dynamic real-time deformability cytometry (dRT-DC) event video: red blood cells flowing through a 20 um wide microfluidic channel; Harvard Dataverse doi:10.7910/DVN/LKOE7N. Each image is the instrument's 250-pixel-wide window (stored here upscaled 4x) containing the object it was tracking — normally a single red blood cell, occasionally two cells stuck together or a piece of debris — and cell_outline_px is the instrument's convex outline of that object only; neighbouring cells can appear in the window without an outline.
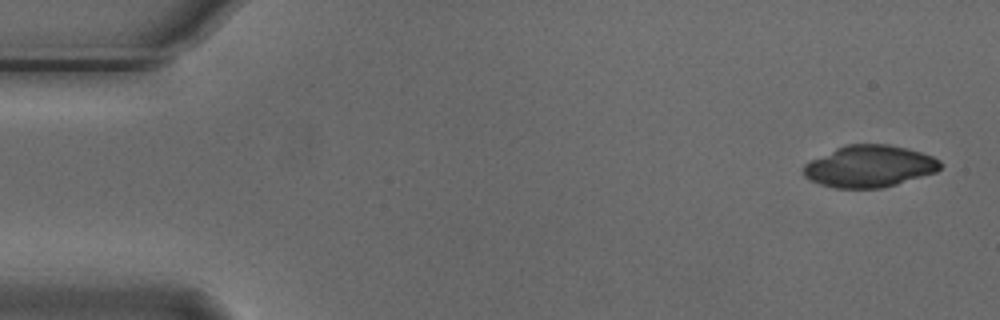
{"species": "Egyptian fruit bat (a non-hibernating species)", "species_latin": "Rousettus aegyptiacus", "temperature_condition": "cold", "stored_images_in_passage": 7, "camera_frame_rate_fps": 3000, "um_per_image_px": 0.085, "animal": {"sex": "male"}, "frame": {"image": 1, "passage_image": 1, "time_ms": 0.0, "image_size_px": [1000, 320], "cell_outline_px": [[944, 164], [936, 172], [884, 188], [836, 188], [820, 184], [804, 176], [804, 164], [808, 160], [836, 148], [848, 144], [888, 144], [908, 148], [932, 156], [940, 160]], "centroid_in_image_um": [73.91, 14.13], "position_along_channel_um": 11.1, "area_um2": 33.47}}